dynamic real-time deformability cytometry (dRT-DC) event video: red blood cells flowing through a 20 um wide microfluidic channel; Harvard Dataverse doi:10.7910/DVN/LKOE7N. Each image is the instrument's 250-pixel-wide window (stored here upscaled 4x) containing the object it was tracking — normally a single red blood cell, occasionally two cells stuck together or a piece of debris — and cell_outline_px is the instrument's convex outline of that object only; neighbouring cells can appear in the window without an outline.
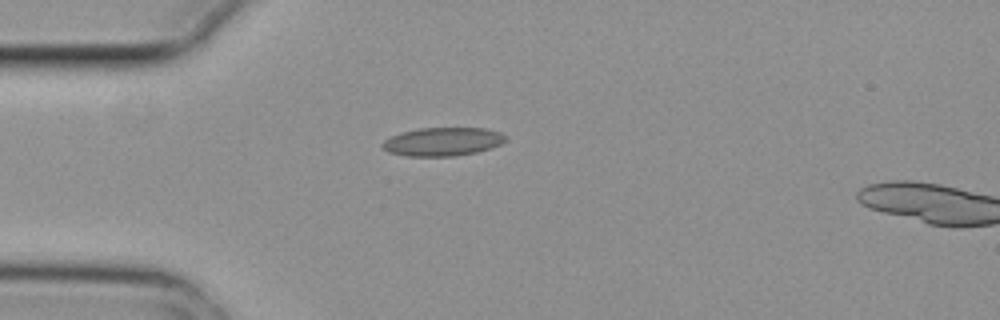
{"species": "common noctule bat (a hibernating species)", "species_latin": "Nyctalus noctula", "temperature_condition": "cold", "stored_images_in_passage": 2, "camera_frame_rate_fps": 3000, "um_per_image_px": 0.085, "animal": {"sex": "female", "body_mass_g": 29.2, "forearm_length_mm": 56.3}, "frame": {"image": 1, "passage_image": 2, "time_ms": 0.333, "image_size_px": [1000, 320], "cell_outline_px": [[508, 140], [492, 148], [476, 152], [452, 156], [408, 156], [388, 152], [380, 144], [384, 140], [400, 132], [420, 128], [488, 128], [500, 132], [508, 136]], "centroid_in_image_um": [37.67, 12.03], "position_along_channel_um": 47.3, "area_um2": 20.58}}